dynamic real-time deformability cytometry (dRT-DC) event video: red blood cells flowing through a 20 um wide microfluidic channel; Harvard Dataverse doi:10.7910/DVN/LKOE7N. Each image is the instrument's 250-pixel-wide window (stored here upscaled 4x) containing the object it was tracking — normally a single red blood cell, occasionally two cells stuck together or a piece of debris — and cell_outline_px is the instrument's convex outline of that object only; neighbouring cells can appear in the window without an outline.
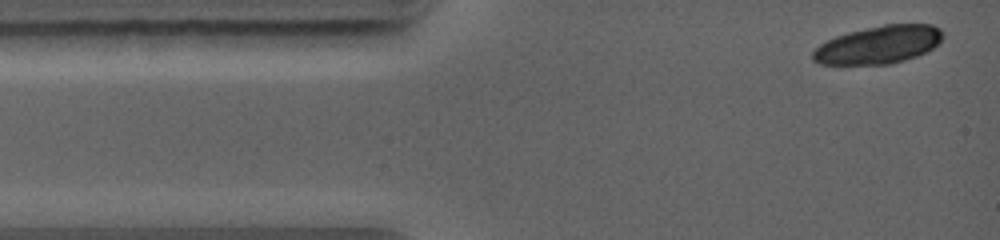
{"species": "common noctule bat (a hibernating species)", "species_latin": "Nyctalus noctula", "temperature_condition": "warm", "stored_images_in_passage": 3, "camera_frame_rate_fps": 5000, "um_per_image_px": 0.085, "animal": {"sex": "female", "body_mass_g": 19.0, "forearm_length_mm": 56.7}, "frame": {"image": 1, "passage_image": 1, "time_ms": 0.0, "image_size_px": [1000, 240], "cell_outline_px": [[944, 36], [932, 48], [916, 56], [892, 64], [820, 64], [812, 60], [812, 52], [820, 44], [836, 36], [848, 32], [884, 24], [932, 24], [940, 28], [944, 32]], "centroid_in_image_um": [74.68, 3.8], "position_along_channel_um": 10.3, "area_um2": 28.61}}